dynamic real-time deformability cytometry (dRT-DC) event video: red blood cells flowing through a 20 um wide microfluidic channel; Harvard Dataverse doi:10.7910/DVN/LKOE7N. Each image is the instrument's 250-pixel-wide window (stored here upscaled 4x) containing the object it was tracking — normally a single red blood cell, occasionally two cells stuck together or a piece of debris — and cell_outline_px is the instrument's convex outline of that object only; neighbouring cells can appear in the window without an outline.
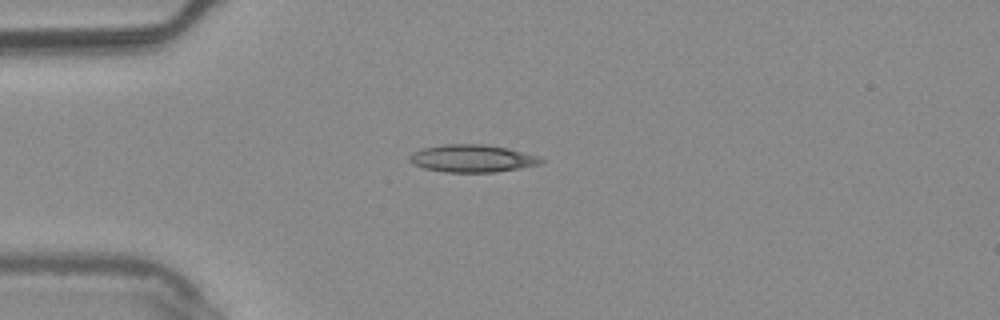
{"species": "common noctule bat (a hibernating species)", "species_latin": "Nyctalus noctula", "temperature_condition": "warm", "stored_images_in_passage": 8, "camera_frame_rate_fps": 3000, "um_per_image_px": 0.085, "animal": {"sex": "male", "body_mass_g": 20.4}, "frame": {"image": 1, "passage_image": 3, "time_ms": 0.667, "image_size_px": [1000, 320], "cell_outline_px": [[544, 160], [540, 164], [520, 168], [496, 172], [444, 172], [424, 168], [412, 164], [408, 160], [408, 156], [412, 152], [420, 148], [444, 144], [484, 144], [508, 148], [540, 156]], "centroid_in_image_um": [40.11, 13.46], "position_along_channel_um": 44.9, "area_um2": 21.33}}
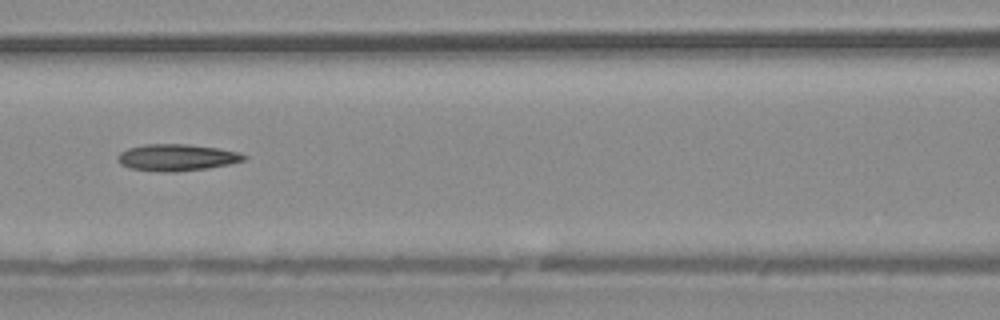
{"frame": {"image": 2, "passage_image": 6, "time_ms": 1.667, "image_size_px": [1000, 320], "cell_outline_px": [[248, 156], [244, 160], [228, 164], [208, 168], [176, 172], [164, 172], [128, 168], [120, 164], [116, 160], [116, 156], [120, 152], [128, 148], [144, 144], [188, 144], [216, 148], [236, 152]], "centroid_in_image_um": [14.96, 13.39], "position_along_channel_um": 151.6, "area_um2": 19.65}}
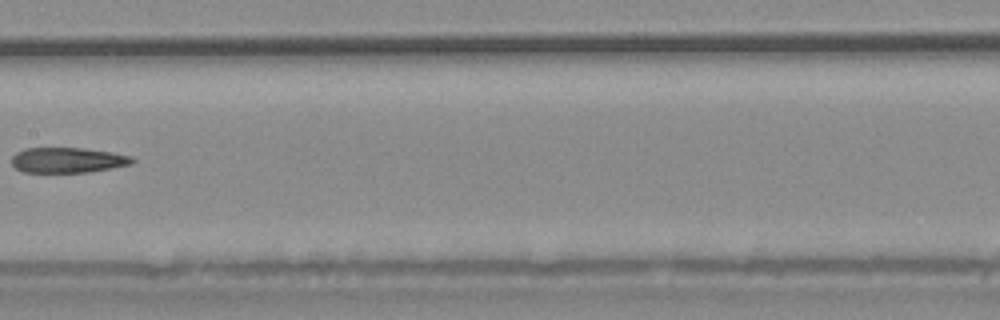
{"frame": {"image": 3, "passage_image": 7, "time_ms": 2.0, "image_size_px": [1000, 320], "cell_outline_px": [[136, 160], [132, 164], [112, 168], [88, 172], [24, 172], [16, 168], [12, 164], [12, 156], [16, 152], [24, 148], [84, 148], [112, 152], [132, 156]], "centroid_in_image_um": [5.77, 13.6], "position_along_channel_um": 201.6, "area_um2": 17.86}}